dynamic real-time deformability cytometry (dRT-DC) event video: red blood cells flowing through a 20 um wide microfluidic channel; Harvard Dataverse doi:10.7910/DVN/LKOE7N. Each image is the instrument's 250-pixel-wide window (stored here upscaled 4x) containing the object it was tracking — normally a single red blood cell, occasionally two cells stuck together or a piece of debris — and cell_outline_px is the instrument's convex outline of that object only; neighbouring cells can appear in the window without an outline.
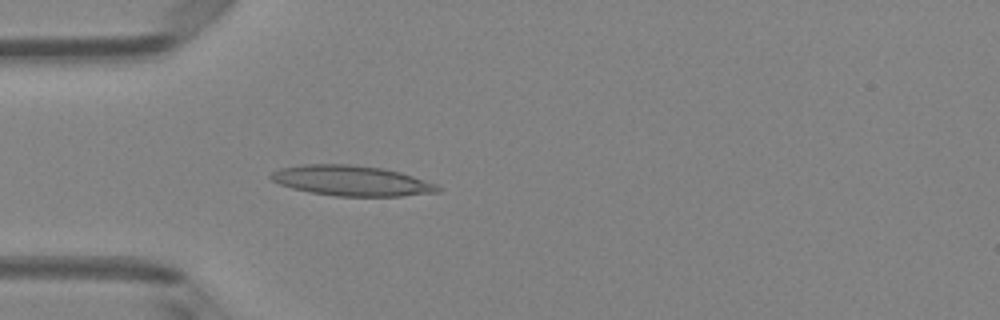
{"species": "Egyptian fruit bat (a non-hibernating species)", "species_latin": "Rousettus aegyptiacus", "temperature_condition": "room temperature", "stored_images_in_passage": 49, "camera_frame_rate_fps": 3000, "um_per_image_px": 0.085, "animal": {"sex": "female"}, "frame": {"image": 1, "passage_image": 14, "time_ms": 4.333, "image_size_px": [1000, 320], "cell_outline_px": [[444, 188], [440, 192], [400, 196], [336, 196], [308, 192], [292, 188], [280, 184], [272, 180], [268, 176], [272, 172], [280, 168], [304, 164], [348, 164], [384, 168], [400, 172], [436, 184]], "centroid_in_image_um": [29.89, 15.36], "position_along_channel_um": 55.1, "area_um2": 29.54}}
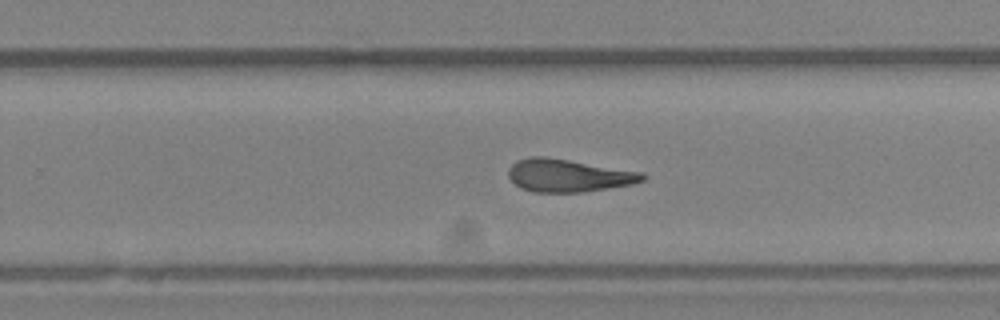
{"frame": {"image": 2, "passage_image": 31, "time_ms": 10.0, "image_size_px": [1000, 320], "cell_outline_px": [[648, 176], [644, 180], [632, 184], [580, 192], [532, 192], [520, 188], [508, 176], [508, 168], [516, 160], [532, 156], [544, 156], [644, 172]], "centroid_in_image_um": [48.3, 14.91], "position_along_channel_um": 281.5, "area_um2": 25.61}}
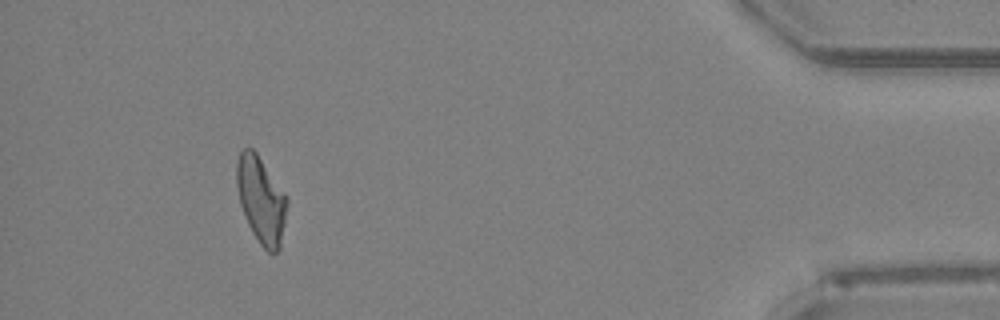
{"frame": {"image": 3, "passage_image": 45, "time_ms": 14.667, "image_size_px": [1000, 320], "cell_outline_px": [[288, 204], [280, 248], [276, 252], [268, 252], [260, 244], [252, 232], [244, 216], [240, 204], [236, 184], [236, 164], [240, 152], [244, 148], [252, 148], [256, 152], [288, 196]], "centroid_in_image_um": [22.2, 16.98], "position_along_channel_um": 413.0, "area_um2": 25.55}, "authors_computed_cell_mechanics": {"area_um2": 26.01, "velocity_mm_per_s": 4.1174, "shape_relaxation_time_tau1_ms": 8.5198, "shape_relaxation_time_tau2_ms": 2.9915, "deformation_change_tau1": 0.2212, "deformation_change_tau2": 0.1379}}